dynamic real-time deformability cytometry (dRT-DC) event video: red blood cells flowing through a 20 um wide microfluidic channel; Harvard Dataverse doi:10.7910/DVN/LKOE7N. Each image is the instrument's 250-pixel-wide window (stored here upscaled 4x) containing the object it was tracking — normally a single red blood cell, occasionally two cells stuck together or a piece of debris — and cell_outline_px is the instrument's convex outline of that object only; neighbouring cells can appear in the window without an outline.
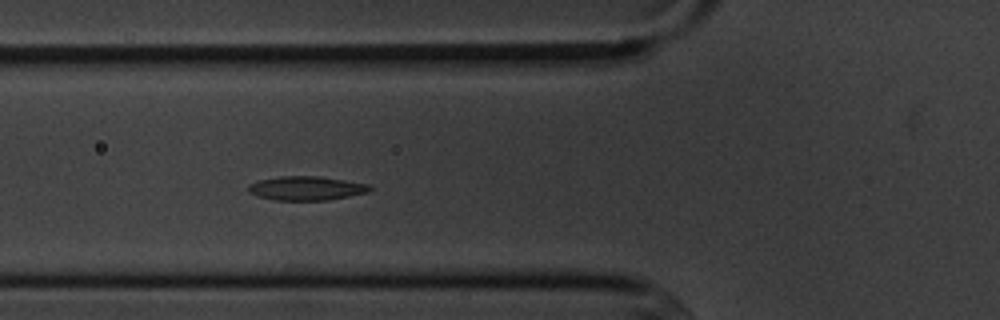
{"species": "common noctule bat (a hibernating species)", "species_latin": "Nyctalus noctula", "temperature_condition": "cold", "stored_images_in_passage": 5, "camera_frame_rate_fps": 3000, "um_per_image_px": 0.085, "animal": {"sex": "male", "body_mass_g": 20.1, "forearm_length_mm": 53.5}, "frame": {"image": 1, "passage_image": 5, "time_ms": 4.667, "image_size_px": [1000, 320], "cell_outline_px": [[372, 188], [368, 192], [328, 200], [276, 200], [256, 196], [248, 192], [248, 184], [260, 180], [280, 176], [320, 176], [368, 184]], "centroid_in_image_um": [26.01, 16.0], "position_along_channel_um": 99.8, "area_um2": 16.94}}